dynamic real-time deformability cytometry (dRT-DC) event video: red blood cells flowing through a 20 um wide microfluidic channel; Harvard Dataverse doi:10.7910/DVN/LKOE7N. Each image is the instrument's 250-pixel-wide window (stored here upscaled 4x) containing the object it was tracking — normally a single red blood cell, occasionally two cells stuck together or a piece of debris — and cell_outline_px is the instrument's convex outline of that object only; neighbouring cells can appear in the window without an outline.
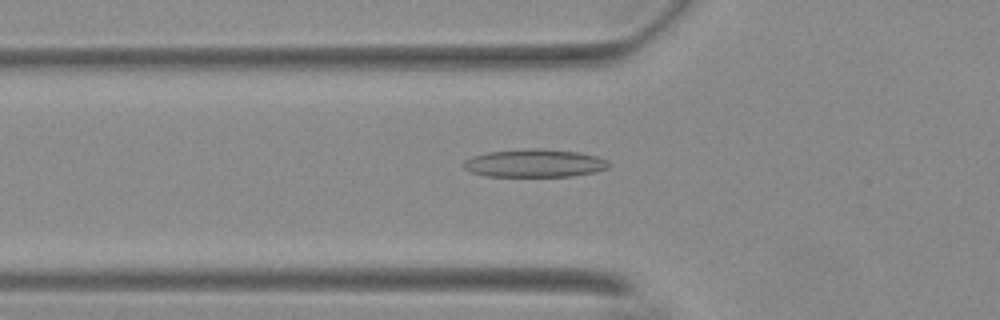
{"species": "Egyptian fruit bat (a non-hibernating species)", "species_latin": "Rousettus aegyptiacus", "temperature_condition": "warm", "stored_images_in_passage": 55, "camera_frame_rate_fps": 3000, "um_per_image_px": 0.085, "animal": {"sex": "female"}, "frame": {"image": 1, "passage_image": 19, "time_ms": 6.0, "image_size_px": [1000, 320], "cell_outline_px": [[608, 168], [596, 172], [572, 176], [484, 176], [472, 172], [464, 168], [464, 160], [472, 156], [488, 152], [524, 148], [540, 148], [576, 152], [596, 156], [608, 160]], "centroid_in_image_um": [45.43, 13.87], "position_along_channel_um": 80.4, "area_um2": 23.7}}
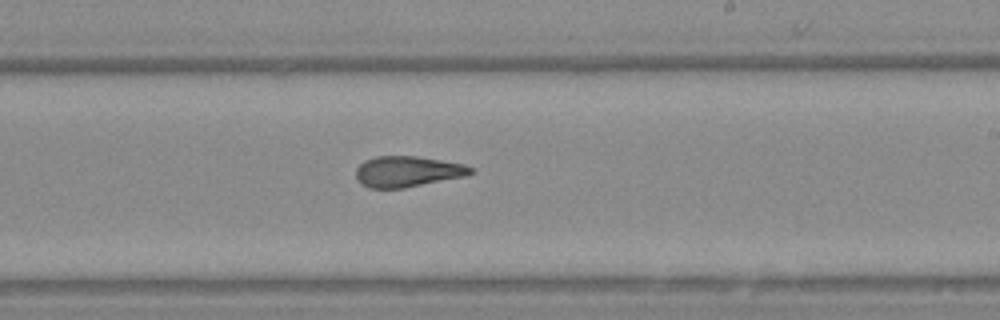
{"frame": {"image": 2, "passage_image": 33, "time_ms": 10.667, "image_size_px": [1000, 320], "cell_outline_px": [[476, 172], [468, 176], [404, 188], [368, 188], [360, 184], [356, 176], [356, 168], [364, 160], [376, 156], [416, 156], [464, 164], [472, 168]], "centroid_in_image_um": [34.65, 14.59], "position_along_channel_um": 254.4, "area_um2": 20.81}}
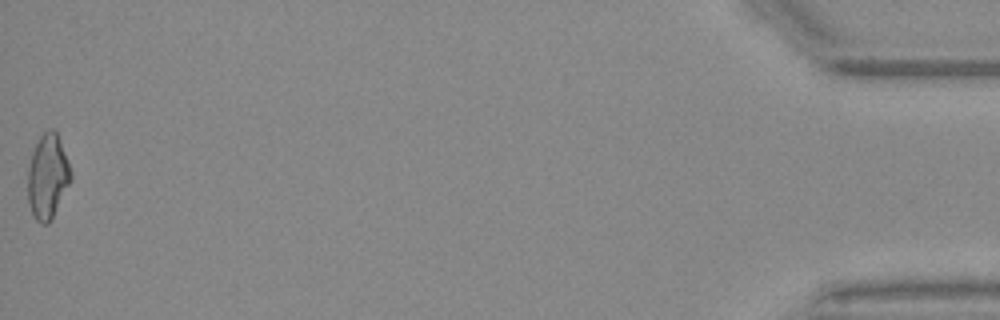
{"frame": {"image": 3, "passage_image": 55, "time_ms": 18.0, "image_size_px": [1000, 320], "cell_outline_px": [[72, 180], [52, 220], [48, 224], [40, 224], [36, 220], [32, 212], [28, 200], [28, 168], [32, 152], [40, 136], [48, 128], [52, 128], [56, 132], [72, 172]], "centroid_in_image_um": [4.06, 15.04], "position_along_channel_um": 431.1, "area_um2": 21.27}, "authors_computed_cell_mechanics": {"area_um2": 21.3282, "velocity_mm_per_s": 3.7236, "shape_relaxation_time_tau1_ms": 8.5622, "shape_relaxation_time_tau2_ms": 2.5093, "deformation_change_tau1": 0.2468, "deformation_change_tau2": 0.1}}